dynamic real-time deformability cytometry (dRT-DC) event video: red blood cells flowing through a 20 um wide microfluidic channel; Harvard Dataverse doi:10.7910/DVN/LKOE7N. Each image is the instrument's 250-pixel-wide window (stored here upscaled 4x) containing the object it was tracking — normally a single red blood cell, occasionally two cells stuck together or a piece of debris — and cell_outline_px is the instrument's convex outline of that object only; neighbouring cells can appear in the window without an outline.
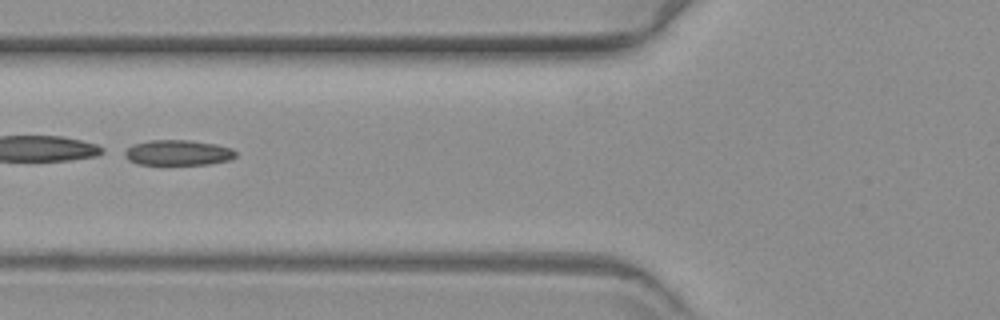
{"species": "common noctule bat (a hibernating species)", "species_latin": "Nyctalus noctula", "temperature_condition": "warm", "stored_images_in_passage": 40, "camera_frame_rate_fps": 3000, "um_per_image_px": 0.085, "animal": {"sex": "female", "body_mass_g": 19.3, "forearm_length_mm": 54.1}, "frame": {"image": 1, "passage_image": 14, "time_ms": 4.333, "image_size_px": [1000, 320], "cell_outline_px": [[236, 156], [228, 160], [208, 164], [136, 164], [128, 160], [120, 152], [132, 144], [148, 140], [188, 140], [216, 144], [232, 148], [236, 152]], "centroid_in_image_um": [15.05, 12.97], "position_along_channel_um": 110.7, "area_um2": 16.59}}
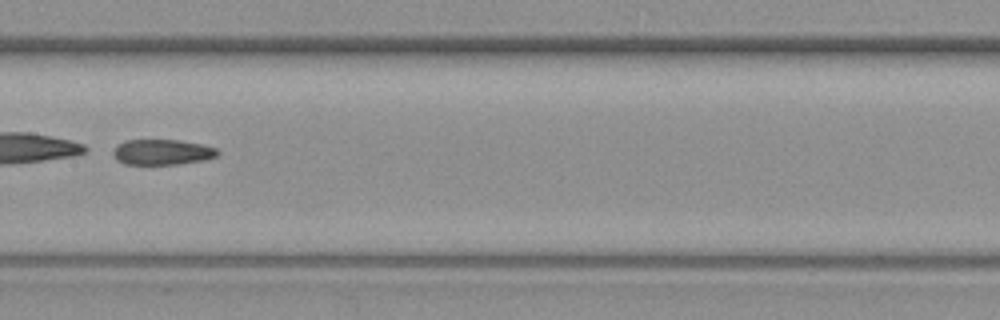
{"frame": {"image": 2, "passage_image": 21, "time_ms": 6.667, "image_size_px": [1000, 320], "cell_outline_px": [[220, 152], [216, 156], [204, 160], [176, 164], [124, 164], [116, 160], [112, 156], [112, 152], [116, 144], [124, 140], [180, 140], [204, 144], [216, 148]], "centroid_in_image_um": [13.75, 12.92], "position_along_channel_um": 193.6, "area_um2": 15.72}}